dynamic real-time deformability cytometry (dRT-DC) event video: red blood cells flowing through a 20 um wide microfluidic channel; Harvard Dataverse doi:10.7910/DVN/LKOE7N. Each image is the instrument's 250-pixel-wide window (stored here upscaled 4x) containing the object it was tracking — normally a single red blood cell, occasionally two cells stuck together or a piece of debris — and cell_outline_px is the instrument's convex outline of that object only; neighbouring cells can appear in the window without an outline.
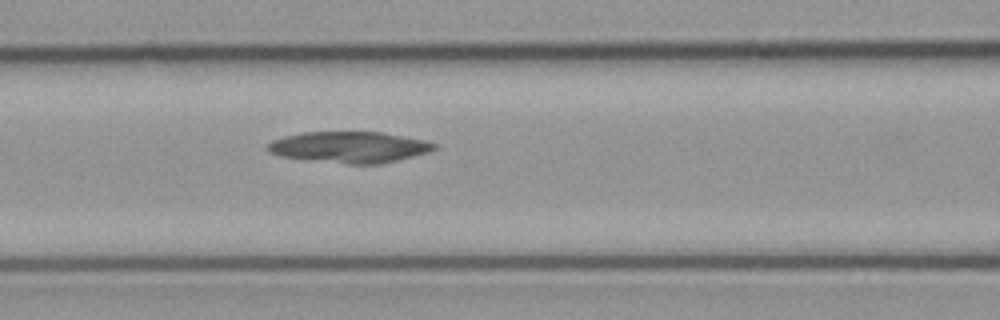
{"species": "common noctule bat (a hibernating species)", "species_latin": "Nyctalus noctula", "temperature_condition": "cold", "stored_images_in_passage": 38, "camera_frame_rate_fps": 3000, "um_per_image_px": 0.085, "animal": {"sex": "male", "body_mass_g": 23.1, "forearm_length_mm": 52.7}, "frame": {"image": 1, "passage_image": 10, "time_ms": 3.0, "image_size_px": [1000, 320], "cell_outline_px": [[436, 148], [428, 152], [380, 164], [348, 164], [280, 156], [264, 148], [264, 144], [272, 140], [284, 136], [300, 132], [380, 132], [424, 140], [436, 144]], "centroid_in_image_um": [29.64, 12.5], "position_along_channel_um": 137.0, "area_um2": 30.06}}
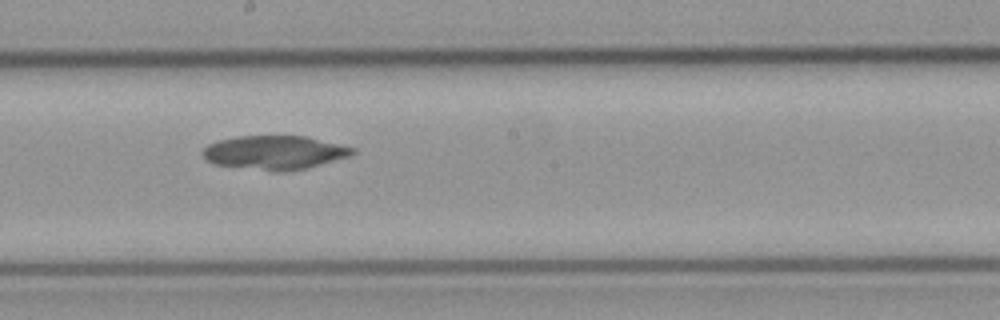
{"frame": {"image": 2, "passage_image": 17, "time_ms": 5.333, "image_size_px": [1000, 320], "cell_outline_px": [[356, 152], [348, 156], [308, 168], [284, 172], [272, 172], [216, 164], [208, 160], [204, 156], [204, 148], [208, 144], [220, 140], [236, 136], [308, 136], [356, 148]], "centroid_in_image_um": [23.38, 12.97], "position_along_channel_um": 224.8, "area_um2": 29.54}}
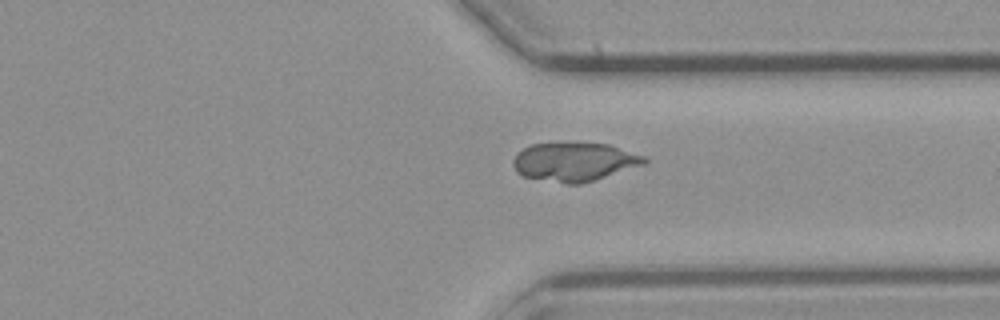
{"frame": {"image": 3, "passage_image": 28, "time_ms": 9.0, "image_size_px": [1000, 320], "cell_outline_px": [[648, 160], [644, 164], [580, 184], [564, 184], [520, 176], [516, 172], [512, 164], [512, 160], [516, 152], [532, 144], [608, 144], [644, 156]], "centroid_in_image_um": [48.75, 13.78], "position_along_channel_um": 362.7, "area_um2": 29.25}}